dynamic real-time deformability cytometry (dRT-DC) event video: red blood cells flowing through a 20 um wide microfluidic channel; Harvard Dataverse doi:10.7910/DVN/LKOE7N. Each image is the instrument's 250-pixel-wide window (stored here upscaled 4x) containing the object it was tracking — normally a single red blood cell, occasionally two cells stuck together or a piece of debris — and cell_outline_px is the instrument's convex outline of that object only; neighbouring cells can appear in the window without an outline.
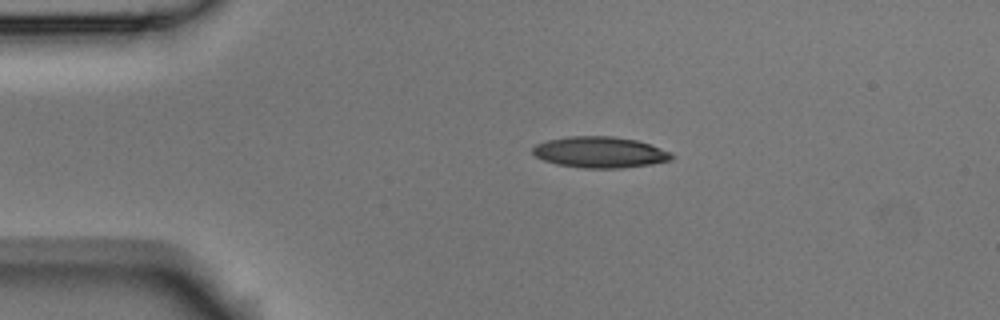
{"species": "Egyptian fruit bat (a non-hibernating species)", "species_latin": "Rousettus aegyptiacus", "temperature_condition": "room temperature", "stored_images_in_passage": 3, "camera_frame_rate_fps": 3000, "um_per_image_px": 0.085, "animal": {"sex": "male"}, "frame": {"image": 1, "passage_image": 2, "time_ms": 0.333, "image_size_px": [1000, 320], "cell_outline_px": [[676, 156], [672, 160], [652, 164], [624, 168], [580, 168], [556, 164], [544, 160], [536, 156], [532, 152], [532, 148], [536, 144], [548, 140], [568, 136], [612, 136], [636, 140], [672, 152]], "centroid_in_image_um": [51.02, 12.95], "position_along_channel_um": 34.0, "area_um2": 25.32}}
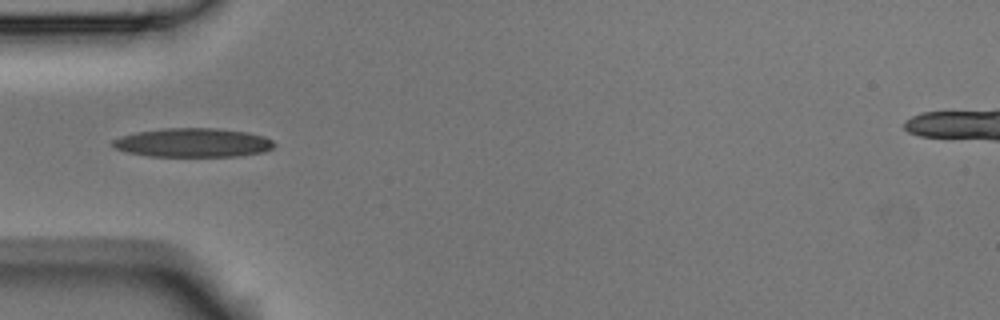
{"frame": {"image": 2, "passage_image": 3, "time_ms": 0.667, "image_size_px": [1000, 320], "cell_outline_px": [[276, 144], [272, 148], [264, 152], [240, 156], [148, 156], [128, 152], [112, 148], [112, 140], [120, 136], [136, 132], [164, 128], [216, 128], [248, 132], [264, 136], [272, 140]], "centroid_in_image_um": [16.4, 12.12], "position_along_channel_um": 68.6, "area_um2": 27.4}}